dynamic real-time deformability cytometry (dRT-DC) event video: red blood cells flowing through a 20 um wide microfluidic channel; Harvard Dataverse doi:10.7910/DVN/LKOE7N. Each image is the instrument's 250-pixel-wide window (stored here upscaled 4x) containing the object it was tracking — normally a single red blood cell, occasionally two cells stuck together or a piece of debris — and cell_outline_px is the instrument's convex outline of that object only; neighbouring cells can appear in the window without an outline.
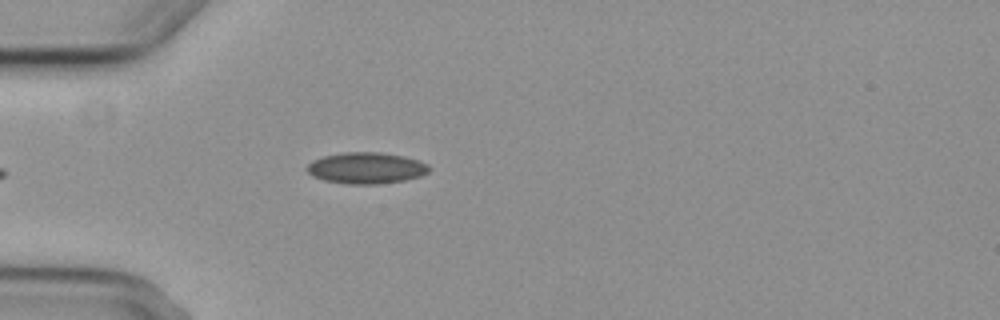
{"species": "common noctule bat (a hibernating species)", "species_latin": "Nyctalus noctula", "temperature_condition": "cold", "stored_images_in_passage": 5, "camera_frame_rate_fps": 3000, "um_per_image_px": 0.085, "animal": {"sex": "female", "body_mass_g": 29.2, "forearm_length_mm": 56.3}, "frame": {"image": 1, "passage_image": 5, "time_ms": 5.667, "image_size_px": [1000, 320], "cell_outline_px": [[432, 168], [428, 172], [420, 176], [404, 180], [376, 184], [348, 184], [324, 180], [312, 176], [304, 168], [312, 160], [324, 156], [340, 152], [380, 152], [404, 156], [428, 164]], "centroid_in_image_um": [31.11, 14.27], "position_along_channel_um": 53.9, "area_um2": 22.37}}